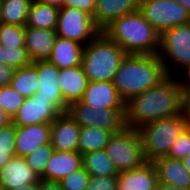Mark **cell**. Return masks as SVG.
Returning <instances> with one entry per match:
<instances>
[{
  "label": "cell",
  "instance_id": "obj_1",
  "mask_svg": "<svg viewBox=\"0 0 190 190\" xmlns=\"http://www.w3.org/2000/svg\"><path fill=\"white\" fill-rule=\"evenodd\" d=\"M183 112V90L177 76H167L157 86L125 102L124 123L138 130L145 124Z\"/></svg>",
  "mask_w": 190,
  "mask_h": 190
},
{
  "label": "cell",
  "instance_id": "obj_2",
  "mask_svg": "<svg viewBox=\"0 0 190 190\" xmlns=\"http://www.w3.org/2000/svg\"><path fill=\"white\" fill-rule=\"evenodd\" d=\"M167 77L164 66L157 54H126L113 79L124 102L157 86Z\"/></svg>",
  "mask_w": 190,
  "mask_h": 190
},
{
  "label": "cell",
  "instance_id": "obj_3",
  "mask_svg": "<svg viewBox=\"0 0 190 190\" xmlns=\"http://www.w3.org/2000/svg\"><path fill=\"white\" fill-rule=\"evenodd\" d=\"M102 32L117 43L126 54H157L160 33L141 15L139 11L113 20Z\"/></svg>",
  "mask_w": 190,
  "mask_h": 190
},
{
  "label": "cell",
  "instance_id": "obj_4",
  "mask_svg": "<svg viewBox=\"0 0 190 190\" xmlns=\"http://www.w3.org/2000/svg\"><path fill=\"white\" fill-rule=\"evenodd\" d=\"M125 51L102 31L84 46L81 66L88 81L113 82Z\"/></svg>",
  "mask_w": 190,
  "mask_h": 190
},
{
  "label": "cell",
  "instance_id": "obj_5",
  "mask_svg": "<svg viewBox=\"0 0 190 190\" xmlns=\"http://www.w3.org/2000/svg\"><path fill=\"white\" fill-rule=\"evenodd\" d=\"M189 126L190 123L182 112L139 128L138 133L146 160L152 162L156 158L166 156L173 144Z\"/></svg>",
  "mask_w": 190,
  "mask_h": 190
},
{
  "label": "cell",
  "instance_id": "obj_6",
  "mask_svg": "<svg viewBox=\"0 0 190 190\" xmlns=\"http://www.w3.org/2000/svg\"><path fill=\"white\" fill-rule=\"evenodd\" d=\"M157 55L167 76H177L190 66V23L163 31Z\"/></svg>",
  "mask_w": 190,
  "mask_h": 190
},
{
  "label": "cell",
  "instance_id": "obj_7",
  "mask_svg": "<svg viewBox=\"0 0 190 190\" xmlns=\"http://www.w3.org/2000/svg\"><path fill=\"white\" fill-rule=\"evenodd\" d=\"M105 151L118 172L139 168L148 162L138 130L126 126L110 136Z\"/></svg>",
  "mask_w": 190,
  "mask_h": 190
},
{
  "label": "cell",
  "instance_id": "obj_8",
  "mask_svg": "<svg viewBox=\"0 0 190 190\" xmlns=\"http://www.w3.org/2000/svg\"><path fill=\"white\" fill-rule=\"evenodd\" d=\"M55 31L57 36L78 42L84 46L101 32L90 14L67 5L59 9Z\"/></svg>",
  "mask_w": 190,
  "mask_h": 190
},
{
  "label": "cell",
  "instance_id": "obj_9",
  "mask_svg": "<svg viewBox=\"0 0 190 190\" xmlns=\"http://www.w3.org/2000/svg\"><path fill=\"white\" fill-rule=\"evenodd\" d=\"M138 11L160 34L190 23L189 13L175 0H140Z\"/></svg>",
  "mask_w": 190,
  "mask_h": 190
},
{
  "label": "cell",
  "instance_id": "obj_10",
  "mask_svg": "<svg viewBox=\"0 0 190 190\" xmlns=\"http://www.w3.org/2000/svg\"><path fill=\"white\" fill-rule=\"evenodd\" d=\"M67 112L80 127H97L112 134L120 132L125 127V109H95L93 106L76 101L68 106Z\"/></svg>",
  "mask_w": 190,
  "mask_h": 190
},
{
  "label": "cell",
  "instance_id": "obj_11",
  "mask_svg": "<svg viewBox=\"0 0 190 190\" xmlns=\"http://www.w3.org/2000/svg\"><path fill=\"white\" fill-rule=\"evenodd\" d=\"M61 113L63 111L51 99L31 96L24 99L12 123L16 126L51 124Z\"/></svg>",
  "mask_w": 190,
  "mask_h": 190
},
{
  "label": "cell",
  "instance_id": "obj_12",
  "mask_svg": "<svg viewBox=\"0 0 190 190\" xmlns=\"http://www.w3.org/2000/svg\"><path fill=\"white\" fill-rule=\"evenodd\" d=\"M80 125L68 112L61 113L52 123L50 143L54 151H78Z\"/></svg>",
  "mask_w": 190,
  "mask_h": 190
},
{
  "label": "cell",
  "instance_id": "obj_13",
  "mask_svg": "<svg viewBox=\"0 0 190 190\" xmlns=\"http://www.w3.org/2000/svg\"><path fill=\"white\" fill-rule=\"evenodd\" d=\"M60 69L49 62L37 61L38 90L35 97L51 99L63 112H67L68 104L64 101L61 87L58 83Z\"/></svg>",
  "mask_w": 190,
  "mask_h": 190
},
{
  "label": "cell",
  "instance_id": "obj_14",
  "mask_svg": "<svg viewBox=\"0 0 190 190\" xmlns=\"http://www.w3.org/2000/svg\"><path fill=\"white\" fill-rule=\"evenodd\" d=\"M80 101L95 109H125V102L110 81H89Z\"/></svg>",
  "mask_w": 190,
  "mask_h": 190
},
{
  "label": "cell",
  "instance_id": "obj_15",
  "mask_svg": "<svg viewBox=\"0 0 190 190\" xmlns=\"http://www.w3.org/2000/svg\"><path fill=\"white\" fill-rule=\"evenodd\" d=\"M40 180L24 157L14 156L0 169V186L5 190L38 184Z\"/></svg>",
  "mask_w": 190,
  "mask_h": 190
},
{
  "label": "cell",
  "instance_id": "obj_16",
  "mask_svg": "<svg viewBox=\"0 0 190 190\" xmlns=\"http://www.w3.org/2000/svg\"><path fill=\"white\" fill-rule=\"evenodd\" d=\"M51 124L16 126V156L26 157L41 145L50 143Z\"/></svg>",
  "mask_w": 190,
  "mask_h": 190
},
{
  "label": "cell",
  "instance_id": "obj_17",
  "mask_svg": "<svg viewBox=\"0 0 190 190\" xmlns=\"http://www.w3.org/2000/svg\"><path fill=\"white\" fill-rule=\"evenodd\" d=\"M82 167V154L79 151H54L40 179L59 182Z\"/></svg>",
  "mask_w": 190,
  "mask_h": 190
},
{
  "label": "cell",
  "instance_id": "obj_18",
  "mask_svg": "<svg viewBox=\"0 0 190 190\" xmlns=\"http://www.w3.org/2000/svg\"><path fill=\"white\" fill-rule=\"evenodd\" d=\"M140 0H96L93 21L102 31L113 20L138 11Z\"/></svg>",
  "mask_w": 190,
  "mask_h": 190
},
{
  "label": "cell",
  "instance_id": "obj_19",
  "mask_svg": "<svg viewBox=\"0 0 190 190\" xmlns=\"http://www.w3.org/2000/svg\"><path fill=\"white\" fill-rule=\"evenodd\" d=\"M158 183L190 190V173L186 170L182 160L163 156L152 161Z\"/></svg>",
  "mask_w": 190,
  "mask_h": 190
},
{
  "label": "cell",
  "instance_id": "obj_20",
  "mask_svg": "<svg viewBox=\"0 0 190 190\" xmlns=\"http://www.w3.org/2000/svg\"><path fill=\"white\" fill-rule=\"evenodd\" d=\"M56 37L55 30L25 26V48L32 63L49 59Z\"/></svg>",
  "mask_w": 190,
  "mask_h": 190
},
{
  "label": "cell",
  "instance_id": "obj_21",
  "mask_svg": "<svg viewBox=\"0 0 190 190\" xmlns=\"http://www.w3.org/2000/svg\"><path fill=\"white\" fill-rule=\"evenodd\" d=\"M157 172L152 162L132 170L119 172L117 190H155Z\"/></svg>",
  "mask_w": 190,
  "mask_h": 190
},
{
  "label": "cell",
  "instance_id": "obj_22",
  "mask_svg": "<svg viewBox=\"0 0 190 190\" xmlns=\"http://www.w3.org/2000/svg\"><path fill=\"white\" fill-rule=\"evenodd\" d=\"M88 82L81 65L60 69L58 83L63 99L68 105L82 99Z\"/></svg>",
  "mask_w": 190,
  "mask_h": 190
},
{
  "label": "cell",
  "instance_id": "obj_23",
  "mask_svg": "<svg viewBox=\"0 0 190 190\" xmlns=\"http://www.w3.org/2000/svg\"><path fill=\"white\" fill-rule=\"evenodd\" d=\"M83 49L84 45L57 36L48 61L59 69L80 66Z\"/></svg>",
  "mask_w": 190,
  "mask_h": 190
},
{
  "label": "cell",
  "instance_id": "obj_24",
  "mask_svg": "<svg viewBox=\"0 0 190 190\" xmlns=\"http://www.w3.org/2000/svg\"><path fill=\"white\" fill-rule=\"evenodd\" d=\"M59 8L33 0L25 26L37 29L56 30Z\"/></svg>",
  "mask_w": 190,
  "mask_h": 190
},
{
  "label": "cell",
  "instance_id": "obj_25",
  "mask_svg": "<svg viewBox=\"0 0 190 190\" xmlns=\"http://www.w3.org/2000/svg\"><path fill=\"white\" fill-rule=\"evenodd\" d=\"M83 168L90 176H118L112 160L106 154L105 149L88 152L82 155Z\"/></svg>",
  "mask_w": 190,
  "mask_h": 190
},
{
  "label": "cell",
  "instance_id": "obj_26",
  "mask_svg": "<svg viewBox=\"0 0 190 190\" xmlns=\"http://www.w3.org/2000/svg\"><path fill=\"white\" fill-rule=\"evenodd\" d=\"M37 62L29 66L15 69L11 79V87L21 96H34L38 90Z\"/></svg>",
  "mask_w": 190,
  "mask_h": 190
},
{
  "label": "cell",
  "instance_id": "obj_27",
  "mask_svg": "<svg viewBox=\"0 0 190 190\" xmlns=\"http://www.w3.org/2000/svg\"><path fill=\"white\" fill-rule=\"evenodd\" d=\"M33 0H2L1 23L25 26Z\"/></svg>",
  "mask_w": 190,
  "mask_h": 190
},
{
  "label": "cell",
  "instance_id": "obj_28",
  "mask_svg": "<svg viewBox=\"0 0 190 190\" xmlns=\"http://www.w3.org/2000/svg\"><path fill=\"white\" fill-rule=\"evenodd\" d=\"M111 135L110 131L101 128L81 127L78 151L83 155L88 152L105 149Z\"/></svg>",
  "mask_w": 190,
  "mask_h": 190
},
{
  "label": "cell",
  "instance_id": "obj_29",
  "mask_svg": "<svg viewBox=\"0 0 190 190\" xmlns=\"http://www.w3.org/2000/svg\"><path fill=\"white\" fill-rule=\"evenodd\" d=\"M16 125L12 122L0 128V169L14 156Z\"/></svg>",
  "mask_w": 190,
  "mask_h": 190
},
{
  "label": "cell",
  "instance_id": "obj_30",
  "mask_svg": "<svg viewBox=\"0 0 190 190\" xmlns=\"http://www.w3.org/2000/svg\"><path fill=\"white\" fill-rule=\"evenodd\" d=\"M25 26L0 23L2 47H25Z\"/></svg>",
  "mask_w": 190,
  "mask_h": 190
},
{
  "label": "cell",
  "instance_id": "obj_31",
  "mask_svg": "<svg viewBox=\"0 0 190 190\" xmlns=\"http://www.w3.org/2000/svg\"><path fill=\"white\" fill-rule=\"evenodd\" d=\"M0 62L14 69L23 68L32 64L25 47H1Z\"/></svg>",
  "mask_w": 190,
  "mask_h": 190
},
{
  "label": "cell",
  "instance_id": "obj_32",
  "mask_svg": "<svg viewBox=\"0 0 190 190\" xmlns=\"http://www.w3.org/2000/svg\"><path fill=\"white\" fill-rule=\"evenodd\" d=\"M54 148L51 143L44 144L36 148L32 153L24 157L32 170L41 178L46 169V165Z\"/></svg>",
  "mask_w": 190,
  "mask_h": 190
},
{
  "label": "cell",
  "instance_id": "obj_33",
  "mask_svg": "<svg viewBox=\"0 0 190 190\" xmlns=\"http://www.w3.org/2000/svg\"><path fill=\"white\" fill-rule=\"evenodd\" d=\"M25 97L18 94L11 85L0 87V107L12 118L19 107L23 104Z\"/></svg>",
  "mask_w": 190,
  "mask_h": 190
},
{
  "label": "cell",
  "instance_id": "obj_34",
  "mask_svg": "<svg viewBox=\"0 0 190 190\" xmlns=\"http://www.w3.org/2000/svg\"><path fill=\"white\" fill-rule=\"evenodd\" d=\"M89 173L82 167L59 181L63 190H86Z\"/></svg>",
  "mask_w": 190,
  "mask_h": 190
},
{
  "label": "cell",
  "instance_id": "obj_35",
  "mask_svg": "<svg viewBox=\"0 0 190 190\" xmlns=\"http://www.w3.org/2000/svg\"><path fill=\"white\" fill-rule=\"evenodd\" d=\"M190 154V126L182 133L170 148L166 157L182 160Z\"/></svg>",
  "mask_w": 190,
  "mask_h": 190
},
{
  "label": "cell",
  "instance_id": "obj_36",
  "mask_svg": "<svg viewBox=\"0 0 190 190\" xmlns=\"http://www.w3.org/2000/svg\"><path fill=\"white\" fill-rule=\"evenodd\" d=\"M118 176H90L86 190H117Z\"/></svg>",
  "mask_w": 190,
  "mask_h": 190
},
{
  "label": "cell",
  "instance_id": "obj_37",
  "mask_svg": "<svg viewBox=\"0 0 190 190\" xmlns=\"http://www.w3.org/2000/svg\"><path fill=\"white\" fill-rule=\"evenodd\" d=\"M65 5L81 9L93 17L96 0H65Z\"/></svg>",
  "mask_w": 190,
  "mask_h": 190
},
{
  "label": "cell",
  "instance_id": "obj_38",
  "mask_svg": "<svg viewBox=\"0 0 190 190\" xmlns=\"http://www.w3.org/2000/svg\"><path fill=\"white\" fill-rule=\"evenodd\" d=\"M15 69L0 62V87L10 85Z\"/></svg>",
  "mask_w": 190,
  "mask_h": 190
},
{
  "label": "cell",
  "instance_id": "obj_39",
  "mask_svg": "<svg viewBox=\"0 0 190 190\" xmlns=\"http://www.w3.org/2000/svg\"><path fill=\"white\" fill-rule=\"evenodd\" d=\"M177 78L180 81L182 89H190V66H187L183 71H181Z\"/></svg>",
  "mask_w": 190,
  "mask_h": 190
},
{
  "label": "cell",
  "instance_id": "obj_40",
  "mask_svg": "<svg viewBox=\"0 0 190 190\" xmlns=\"http://www.w3.org/2000/svg\"><path fill=\"white\" fill-rule=\"evenodd\" d=\"M37 190H63L59 182L40 180L37 184Z\"/></svg>",
  "mask_w": 190,
  "mask_h": 190
},
{
  "label": "cell",
  "instance_id": "obj_41",
  "mask_svg": "<svg viewBox=\"0 0 190 190\" xmlns=\"http://www.w3.org/2000/svg\"><path fill=\"white\" fill-rule=\"evenodd\" d=\"M183 90V114L190 123V89Z\"/></svg>",
  "mask_w": 190,
  "mask_h": 190
},
{
  "label": "cell",
  "instance_id": "obj_42",
  "mask_svg": "<svg viewBox=\"0 0 190 190\" xmlns=\"http://www.w3.org/2000/svg\"><path fill=\"white\" fill-rule=\"evenodd\" d=\"M12 122V118L0 107V128Z\"/></svg>",
  "mask_w": 190,
  "mask_h": 190
},
{
  "label": "cell",
  "instance_id": "obj_43",
  "mask_svg": "<svg viewBox=\"0 0 190 190\" xmlns=\"http://www.w3.org/2000/svg\"><path fill=\"white\" fill-rule=\"evenodd\" d=\"M38 1L45 4H49L51 6H55L59 9L65 6V0H38Z\"/></svg>",
  "mask_w": 190,
  "mask_h": 190
},
{
  "label": "cell",
  "instance_id": "obj_44",
  "mask_svg": "<svg viewBox=\"0 0 190 190\" xmlns=\"http://www.w3.org/2000/svg\"><path fill=\"white\" fill-rule=\"evenodd\" d=\"M155 190H185L171 185L158 183Z\"/></svg>",
  "mask_w": 190,
  "mask_h": 190
},
{
  "label": "cell",
  "instance_id": "obj_45",
  "mask_svg": "<svg viewBox=\"0 0 190 190\" xmlns=\"http://www.w3.org/2000/svg\"><path fill=\"white\" fill-rule=\"evenodd\" d=\"M11 190H37V184L18 186L17 188Z\"/></svg>",
  "mask_w": 190,
  "mask_h": 190
},
{
  "label": "cell",
  "instance_id": "obj_46",
  "mask_svg": "<svg viewBox=\"0 0 190 190\" xmlns=\"http://www.w3.org/2000/svg\"><path fill=\"white\" fill-rule=\"evenodd\" d=\"M175 1H177L181 6H183L190 15V0H175Z\"/></svg>",
  "mask_w": 190,
  "mask_h": 190
},
{
  "label": "cell",
  "instance_id": "obj_47",
  "mask_svg": "<svg viewBox=\"0 0 190 190\" xmlns=\"http://www.w3.org/2000/svg\"><path fill=\"white\" fill-rule=\"evenodd\" d=\"M182 162L186 170L190 173V154L187 155L184 159H182Z\"/></svg>",
  "mask_w": 190,
  "mask_h": 190
},
{
  "label": "cell",
  "instance_id": "obj_48",
  "mask_svg": "<svg viewBox=\"0 0 190 190\" xmlns=\"http://www.w3.org/2000/svg\"><path fill=\"white\" fill-rule=\"evenodd\" d=\"M1 1H2V0H0V14H1ZM0 23H1V20H0Z\"/></svg>",
  "mask_w": 190,
  "mask_h": 190
}]
</instances>
